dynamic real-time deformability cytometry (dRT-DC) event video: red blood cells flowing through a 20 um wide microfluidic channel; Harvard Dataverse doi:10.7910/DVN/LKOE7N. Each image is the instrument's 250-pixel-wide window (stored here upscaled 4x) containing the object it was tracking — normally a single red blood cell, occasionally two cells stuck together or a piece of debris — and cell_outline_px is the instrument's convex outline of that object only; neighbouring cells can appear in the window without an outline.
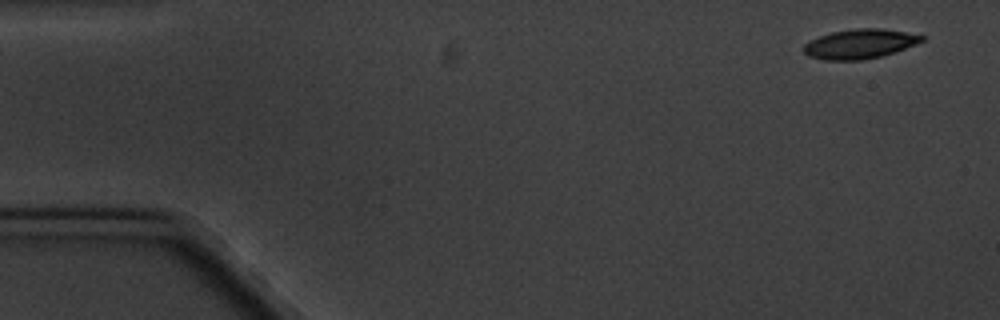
{"species": "common noctule bat (a hibernating species)", "species_latin": "Nyctalus noctula", "temperature_condition": "cold", "stored_images_in_passage": 5, "camera_frame_rate_fps": 3000, "um_per_image_px": 0.085, "animal": {"sex": "male", "body_mass_g": 20.1, "forearm_length_mm": 53.5}, "frame": {"image": 1, "passage_image": 1, "time_ms": 0.0, "image_size_px": [1000, 320], "cell_outline_px": [[924, 40], [904, 48], [880, 56], [860, 60], [824, 60], [808, 56], [804, 52], [804, 44], [820, 36], [832, 32], [856, 28], [880, 28], [904, 32], [924, 36]], "centroid_in_image_um": [73.04, 3.73], "position_along_channel_um": 12.0, "area_um2": 19.88}}
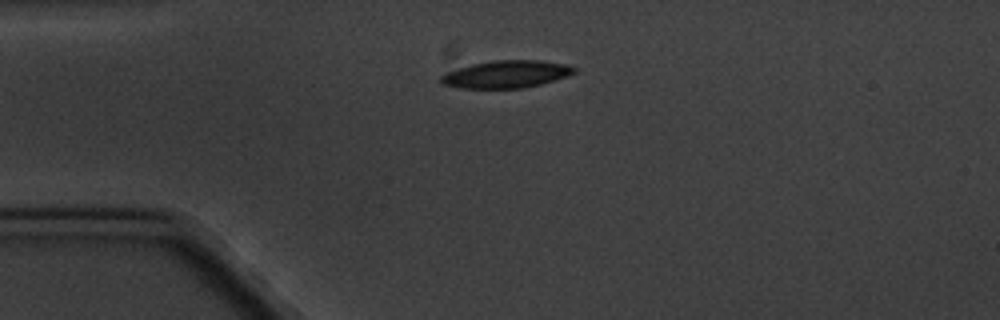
{"frame": {"image": 2, "passage_image": 4, "time_ms": 3.667, "image_size_px": [1000, 320], "cell_outline_px": [[576, 72], [568, 76], [540, 84], [524, 88], [460, 88], [440, 84], [440, 76], [444, 72], [472, 64], [492, 60], [540, 60], [564, 64], [576, 68]], "centroid_in_image_um": [42.99, 6.31], "position_along_channel_um": 42.0, "area_um2": 21.39}}